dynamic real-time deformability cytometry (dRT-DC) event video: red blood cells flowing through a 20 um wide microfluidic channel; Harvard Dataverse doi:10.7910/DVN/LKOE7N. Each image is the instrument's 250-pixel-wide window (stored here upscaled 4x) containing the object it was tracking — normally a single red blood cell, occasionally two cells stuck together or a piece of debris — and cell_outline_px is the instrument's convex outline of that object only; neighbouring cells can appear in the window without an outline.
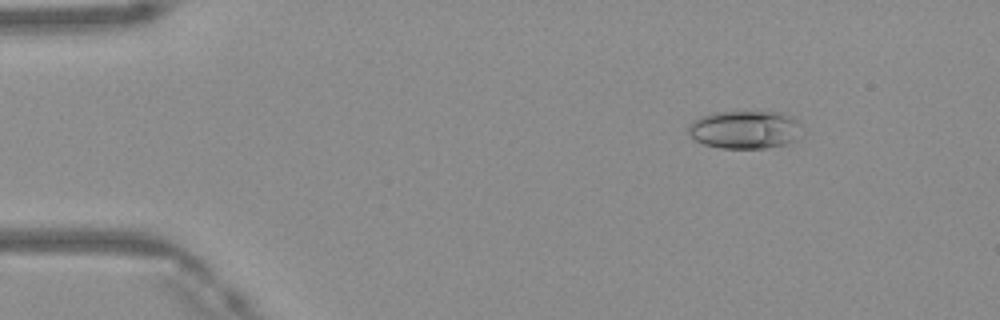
{"species": "Egyptian fruit bat (a non-hibernating species)", "species_latin": "Rousettus aegyptiacus", "temperature_condition": "warm", "stored_images_in_passage": 12, "camera_frame_rate_fps": 3000, "um_per_image_px": 0.085, "frame": {"image": 1, "passage_image": 7, "time_ms": 2.0, "image_size_px": [1000, 320], "cell_outline_px": [[808, 132], [796, 140], [784, 144], [764, 148], [720, 148], [704, 144], [696, 140], [688, 132], [688, 128], [692, 120], [700, 116], [712, 112], [780, 112], [792, 116]], "centroid_in_image_um": [63.39, 11.01], "position_along_channel_um": 21.6, "area_um2": 25.66}}